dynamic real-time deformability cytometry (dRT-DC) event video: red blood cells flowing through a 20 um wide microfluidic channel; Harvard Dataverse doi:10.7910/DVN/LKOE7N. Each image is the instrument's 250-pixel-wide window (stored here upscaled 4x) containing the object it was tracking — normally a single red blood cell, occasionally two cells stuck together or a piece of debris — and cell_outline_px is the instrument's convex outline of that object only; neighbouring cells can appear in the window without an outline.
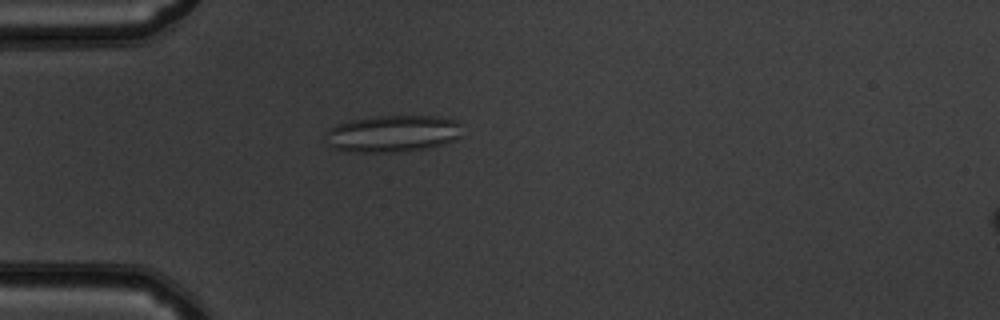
{"species": "common noctule bat (a hibernating species)", "species_latin": "Nyctalus noctula", "temperature_condition": "warm", "stored_images_in_passage": 40, "camera_frame_rate_fps": 3000, "um_per_image_px": 0.085, "animal": {"sex": "male", "body_mass_g": 19.5, "forearm_length_mm": 54.6}, "frame": {"image": 1, "passage_image": 3, "time_ms": 0.667, "image_size_px": [1000, 320], "cell_outline_px": [[460, 136], [444, 144], [428, 148], [400, 152], [344, 152], [332, 148], [328, 144], [328, 128], [336, 124], [352, 120], [376, 116], [436, 116], [456, 120], [460, 124]], "centroid_in_image_um": [33.36, 11.37], "position_along_channel_um": 51.6, "area_um2": 29.42}}
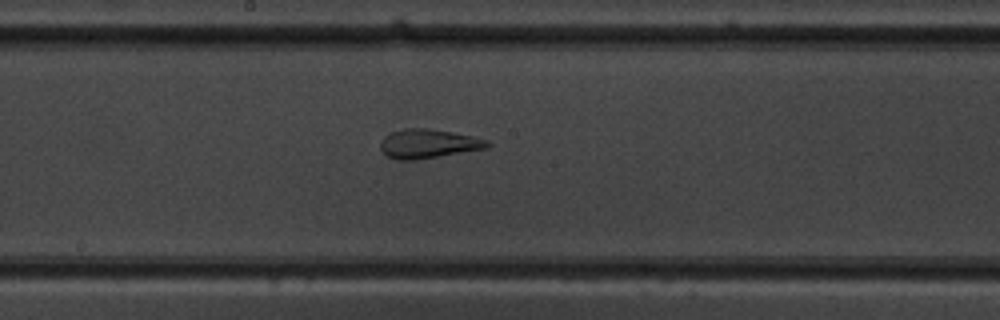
{"frame": {"image": 2, "passage_image": 16, "time_ms": 5.0, "image_size_px": [1000, 320], "cell_outline_px": [[492, 144], [488, 148], [416, 160], [396, 160], [388, 156], [380, 148], [380, 144], [384, 136], [392, 132], [404, 128], [428, 128], [452, 132], [472, 136], [488, 140]], "centroid_in_image_um": [36.42, 12.22], "position_along_channel_um": 211.8, "area_um2": 18.15}}
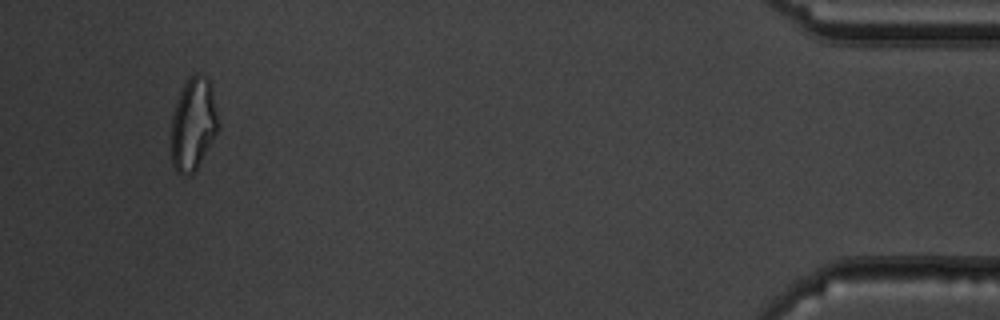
{"frame": {"image": 3, "passage_image": 37, "time_ms": 12.0, "image_size_px": [1000, 320], "cell_outline_px": [[220, 128], [196, 168], [192, 172], [184, 176], [176, 172], [172, 164], [172, 116], [180, 92], [188, 76], [196, 72], [200, 72], [208, 80], [212, 92]], "centroid_in_image_um": [16.42, 10.53], "position_along_channel_um": 418.8, "area_um2": 25.09}, "authors_computed_cell_mechanics": {"area_um2": 20.6635, "velocity_mm_per_s": 3.9566, "shape_relaxation_time_tau1_ms": null, "shape_relaxation_time_tau2_ms": 2.294, "deformation_change_tau1": null, "deformation_change_tau2": 0.128}}